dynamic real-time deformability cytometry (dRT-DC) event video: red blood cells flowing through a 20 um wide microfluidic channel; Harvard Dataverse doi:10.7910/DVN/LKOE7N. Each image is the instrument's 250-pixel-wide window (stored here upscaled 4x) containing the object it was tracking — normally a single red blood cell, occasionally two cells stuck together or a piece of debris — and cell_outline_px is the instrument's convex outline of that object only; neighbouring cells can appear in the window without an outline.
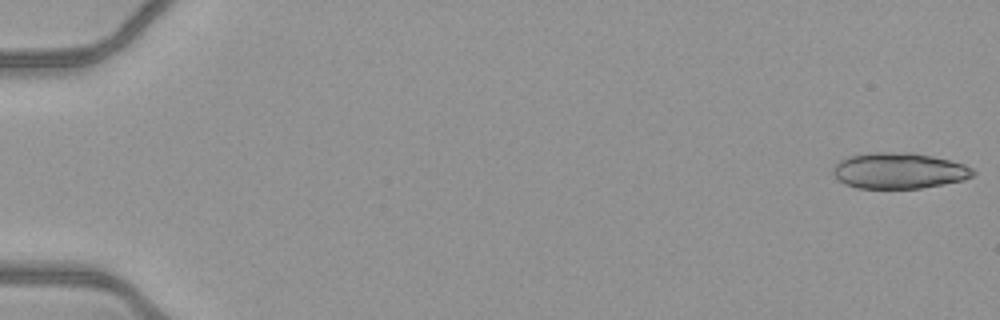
{"species": "common noctule bat (a hibernating species)", "species_latin": "Nyctalus noctula", "temperature_condition": "warm", "stored_images_in_passage": 7, "camera_frame_rate_fps": 3000, "um_per_image_px": 0.085, "animal": {"sex": "female", "body_mass_g": 21.9}, "frame": {"image": 1, "passage_image": 1, "time_ms": 0.0, "image_size_px": [1000, 320], "cell_outline_px": [[976, 172], [972, 176], [964, 180], [944, 184], [920, 188], [856, 188], [844, 184], [832, 172], [832, 168], [840, 160], [848, 156], [868, 152], [912, 152], [932, 156], [964, 164], [972, 168]], "centroid_in_image_um": [76.4, 14.5], "position_along_channel_um": 8.6, "area_um2": 29.42}}